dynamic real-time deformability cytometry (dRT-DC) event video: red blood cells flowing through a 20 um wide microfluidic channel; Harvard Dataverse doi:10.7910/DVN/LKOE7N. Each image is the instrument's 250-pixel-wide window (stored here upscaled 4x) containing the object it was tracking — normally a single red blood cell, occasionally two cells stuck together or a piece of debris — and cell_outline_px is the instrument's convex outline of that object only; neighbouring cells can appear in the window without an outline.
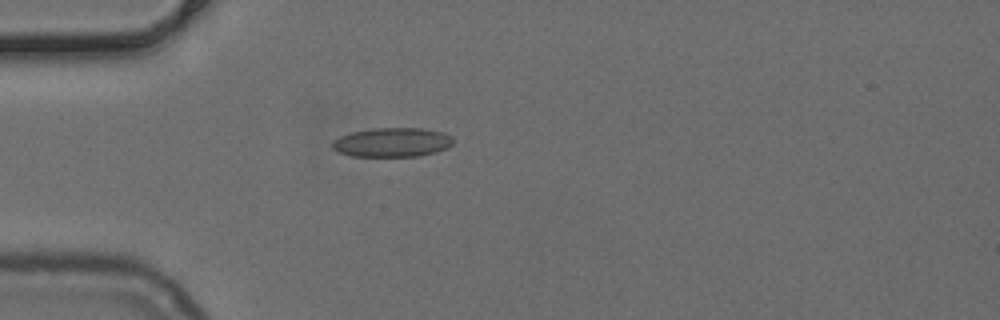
{"species": "common noctule bat (a hibernating species)", "species_latin": "Nyctalus noctula", "temperature_condition": "cold", "stored_images_in_passage": 37, "camera_frame_rate_fps": 3000, "um_per_image_px": 0.085, "animal": {"sex": "female", "body_mass_g": 24.6, "forearm_length_mm": 56.2}, "frame": {"image": 1, "passage_image": 1, "time_ms": 0.0, "image_size_px": [1000, 320], "cell_outline_px": [[452, 144], [448, 148], [436, 152], [416, 156], [352, 156], [340, 152], [332, 148], [332, 140], [340, 136], [352, 132], [372, 128], [424, 128], [444, 132], [452, 136]], "centroid_in_image_um": [33.35, 12.09], "position_along_channel_um": 51.6, "area_um2": 20.63}}
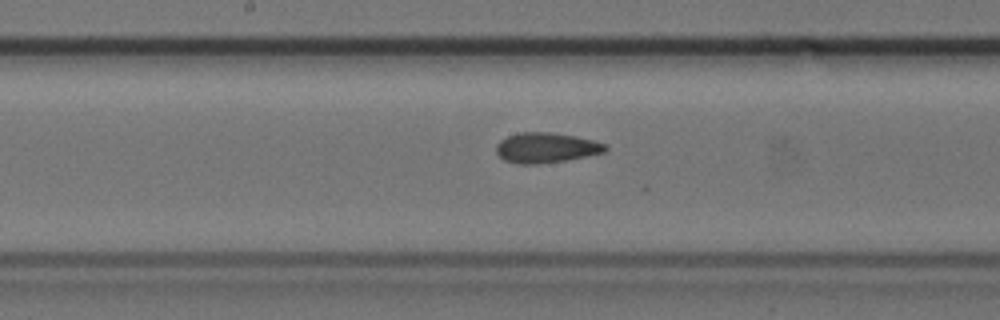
{"frame": {"image": 2, "passage_image": 13, "time_ms": 4.0, "image_size_px": [1000, 320], "cell_outline_px": [[608, 148], [604, 152], [564, 160], [536, 164], [516, 164], [504, 160], [496, 152], [496, 144], [500, 140], [508, 136], [520, 132], [552, 132], [576, 136], [592, 140], [604, 144]], "centroid_in_image_um": [46.37, 12.55], "position_along_channel_um": 201.8, "area_um2": 19.02}}
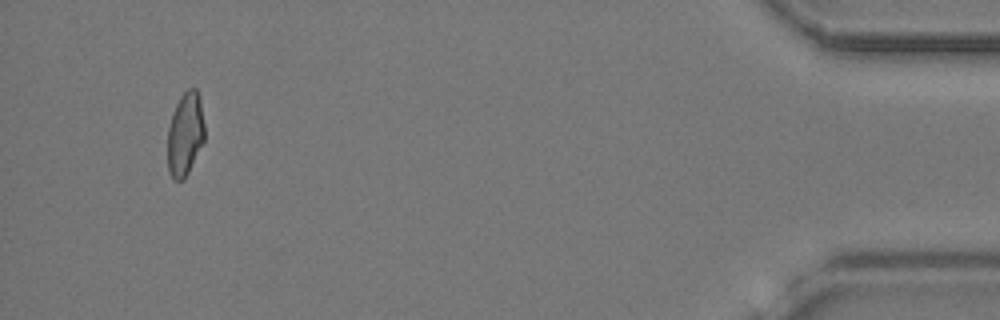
{"frame": {"image": 3, "passage_image": 35, "time_ms": 11.333, "image_size_px": [1000, 320], "cell_outline_px": [[204, 140], [184, 180], [172, 180], [168, 172], [168, 128], [172, 112], [180, 96], [188, 88], [196, 88], [200, 100], [204, 124]], "centroid_in_image_um": [15.72, 11.4], "position_along_channel_um": 419.5, "area_um2": 17.98}}